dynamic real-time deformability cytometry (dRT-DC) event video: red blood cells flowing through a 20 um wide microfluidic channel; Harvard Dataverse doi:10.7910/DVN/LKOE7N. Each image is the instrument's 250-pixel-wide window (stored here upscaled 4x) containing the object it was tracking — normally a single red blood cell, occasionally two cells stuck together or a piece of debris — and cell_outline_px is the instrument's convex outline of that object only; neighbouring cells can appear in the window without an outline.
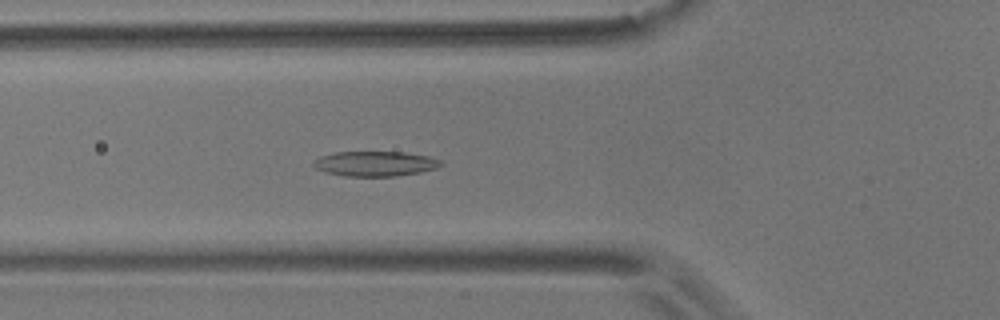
{"species": "common noctule bat (a hibernating species)", "species_latin": "Nyctalus noctula", "temperature_condition": "room temperature", "stored_images_in_passage": 41, "camera_frame_rate_fps": 3000, "um_per_image_px": 0.085, "animal": {"sex": "male", "body_mass_g": 17.9}, "frame": {"image": 1, "passage_image": 5, "time_ms": 1.333, "image_size_px": [1000, 320], "cell_outline_px": [[444, 164], [436, 168], [420, 172], [396, 176], [344, 176], [324, 172], [316, 168], [312, 164], [312, 160], [320, 156], [332, 152], [404, 152], [428, 156], [440, 160]], "centroid_in_image_um": [31.85, 13.91], "position_along_channel_um": 94.0, "area_um2": 18.67}}
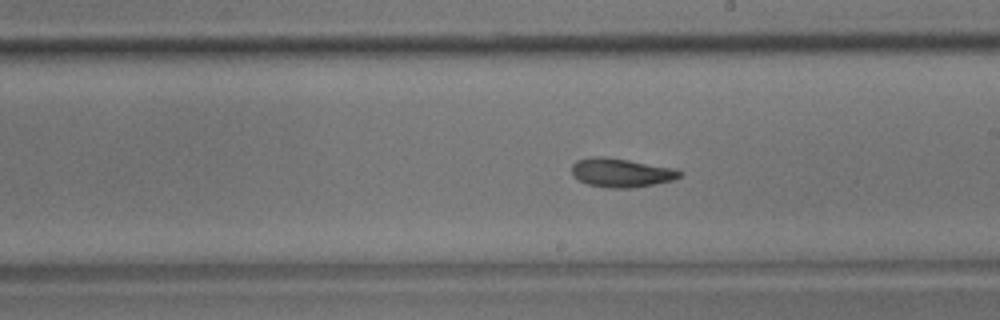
{"frame": {"image": 2, "passage_image": 17, "time_ms": 5.333, "image_size_px": [1000, 320], "cell_outline_px": [[684, 172], [680, 176], [672, 180], [632, 188], [608, 188], [588, 184], [580, 180], [572, 172], [572, 164], [576, 160], [592, 156], [604, 156], [676, 168]], "centroid_in_image_um": [52.81, 14.66], "position_along_channel_um": 236.2, "area_um2": 18.09}}
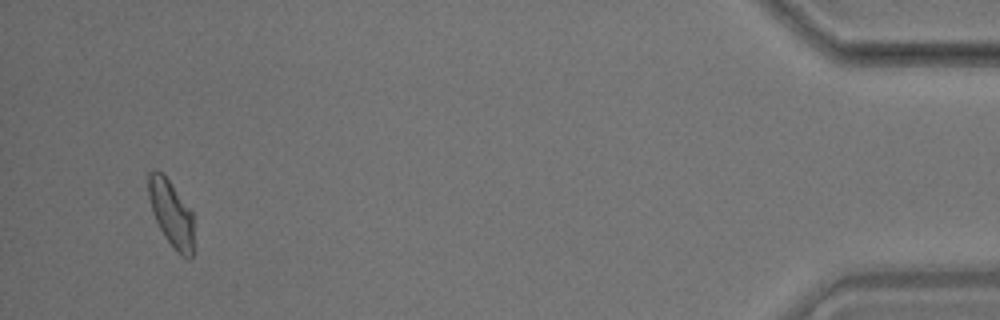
{"frame": {"image": 3, "passage_image": 39, "time_ms": 12.667, "image_size_px": [1000, 320], "cell_outline_px": [[192, 256], [188, 260], [176, 252], [164, 236], [152, 212], [148, 196], [148, 172], [164, 172], [192, 212]], "centroid_in_image_um": [14.54, 18.13], "position_along_channel_um": 420.7, "area_um2": 17.4}, "authors_computed_cell_mechanics": {"area_um2": 17.8602, "velocity_mm_per_s": 3.5501, "shape_relaxation_time_tau1_ms": 9.009, "shape_relaxation_time_tau2_ms": 3.5406, "deformation_change_tau1": 0.1679, "deformation_change_tau2": 0.1012}}